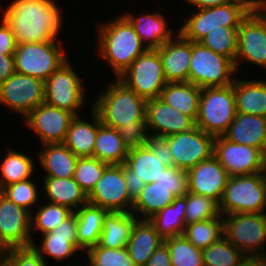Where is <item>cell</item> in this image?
Segmentation results:
<instances>
[{"mask_svg":"<svg viewBox=\"0 0 266 266\" xmlns=\"http://www.w3.org/2000/svg\"><path fill=\"white\" fill-rule=\"evenodd\" d=\"M158 186L169 187L176 197H181L189 192L188 176L186 171L174 166L167 167L155 181Z\"/></svg>","mask_w":266,"mask_h":266,"instance_id":"c3c4849f","label":"cell"},{"mask_svg":"<svg viewBox=\"0 0 266 266\" xmlns=\"http://www.w3.org/2000/svg\"><path fill=\"white\" fill-rule=\"evenodd\" d=\"M43 185L45 194L51 203L65 206L73 212L88 202L86 193L73 177H44Z\"/></svg>","mask_w":266,"mask_h":266,"instance_id":"d6a6232c","label":"cell"},{"mask_svg":"<svg viewBox=\"0 0 266 266\" xmlns=\"http://www.w3.org/2000/svg\"><path fill=\"white\" fill-rule=\"evenodd\" d=\"M33 180L27 179L5 186L0 192L17 206H20L31 213L30 207L35 205L38 200V190Z\"/></svg>","mask_w":266,"mask_h":266,"instance_id":"bcb514c9","label":"cell"},{"mask_svg":"<svg viewBox=\"0 0 266 266\" xmlns=\"http://www.w3.org/2000/svg\"><path fill=\"white\" fill-rule=\"evenodd\" d=\"M105 90L100 93L92 108L103 125L118 129L124 124L146 122L147 100L129 89L118 78Z\"/></svg>","mask_w":266,"mask_h":266,"instance_id":"3957f363","label":"cell"},{"mask_svg":"<svg viewBox=\"0 0 266 266\" xmlns=\"http://www.w3.org/2000/svg\"><path fill=\"white\" fill-rule=\"evenodd\" d=\"M176 196L169 187L158 186L156 182L145 184L140 196L133 203L131 212L138 213L141 219H150L160 210L173 203Z\"/></svg>","mask_w":266,"mask_h":266,"instance_id":"d590c367","label":"cell"},{"mask_svg":"<svg viewBox=\"0 0 266 266\" xmlns=\"http://www.w3.org/2000/svg\"><path fill=\"white\" fill-rule=\"evenodd\" d=\"M75 116L47 103L33 109L25 118L27 127L40 138L42 145L64 143L71 120Z\"/></svg>","mask_w":266,"mask_h":266,"instance_id":"ac0fdd59","label":"cell"},{"mask_svg":"<svg viewBox=\"0 0 266 266\" xmlns=\"http://www.w3.org/2000/svg\"><path fill=\"white\" fill-rule=\"evenodd\" d=\"M82 82L67 60L44 82V102L79 116L84 104Z\"/></svg>","mask_w":266,"mask_h":266,"instance_id":"8fae6325","label":"cell"},{"mask_svg":"<svg viewBox=\"0 0 266 266\" xmlns=\"http://www.w3.org/2000/svg\"><path fill=\"white\" fill-rule=\"evenodd\" d=\"M124 177L128 188L129 197L133 202H135L145 187V183L143 180H139L137 177H131V169L125 163Z\"/></svg>","mask_w":266,"mask_h":266,"instance_id":"f5cc1de1","label":"cell"},{"mask_svg":"<svg viewBox=\"0 0 266 266\" xmlns=\"http://www.w3.org/2000/svg\"><path fill=\"white\" fill-rule=\"evenodd\" d=\"M186 198L176 197L172 204L160 210L149 220L163 239L184 234Z\"/></svg>","mask_w":266,"mask_h":266,"instance_id":"e575fe53","label":"cell"},{"mask_svg":"<svg viewBox=\"0 0 266 266\" xmlns=\"http://www.w3.org/2000/svg\"><path fill=\"white\" fill-rule=\"evenodd\" d=\"M93 122L83 121L75 116L69 125L64 144L79 158L93 157L96 134L98 131V114L91 109Z\"/></svg>","mask_w":266,"mask_h":266,"instance_id":"4dcf8cb0","label":"cell"},{"mask_svg":"<svg viewBox=\"0 0 266 266\" xmlns=\"http://www.w3.org/2000/svg\"><path fill=\"white\" fill-rule=\"evenodd\" d=\"M266 188L260 172L228 178L219 203L221 215L235 213H265Z\"/></svg>","mask_w":266,"mask_h":266,"instance_id":"8992f818","label":"cell"},{"mask_svg":"<svg viewBox=\"0 0 266 266\" xmlns=\"http://www.w3.org/2000/svg\"><path fill=\"white\" fill-rule=\"evenodd\" d=\"M107 166L108 164L96 157H79L73 178L88 195L100 180Z\"/></svg>","mask_w":266,"mask_h":266,"instance_id":"ee69618b","label":"cell"},{"mask_svg":"<svg viewBox=\"0 0 266 266\" xmlns=\"http://www.w3.org/2000/svg\"><path fill=\"white\" fill-rule=\"evenodd\" d=\"M260 174L262 177L263 184L266 188V152L264 153V156H263V162H262Z\"/></svg>","mask_w":266,"mask_h":266,"instance_id":"680465c9","label":"cell"},{"mask_svg":"<svg viewBox=\"0 0 266 266\" xmlns=\"http://www.w3.org/2000/svg\"><path fill=\"white\" fill-rule=\"evenodd\" d=\"M188 4H192L197 9L210 8L215 6H221L229 3L232 0H184Z\"/></svg>","mask_w":266,"mask_h":266,"instance_id":"9f6ffc18","label":"cell"},{"mask_svg":"<svg viewBox=\"0 0 266 266\" xmlns=\"http://www.w3.org/2000/svg\"><path fill=\"white\" fill-rule=\"evenodd\" d=\"M1 266H48L33 246L9 248L0 253Z\"/></svg>","mask_w":266,"mask_h":266,"instance_id":"7dc6e473","label":"cell"},{"mask_svg":"<svg viewBox=\"0 0 266 266\" xmlns=\"http://www.w3.org/2000/svg\"><path fill=\"white\" fill-rule=\"evenodd\" d=\"M201 90L190 82H167L159 98L196 121Z\"/></svg>","mask_w":266,"mask_h":266,"instance_id":"f546056e","label":"cell"},{"mask_svg":"<svg viewBox=\"0 0 266 266\" xmlns=\"http://www.w3.org/2000/svg\"><path fill=\"white\" fill-rule=\"evenodd\" d=\"M44 103V82L40 79L15 72L0 84V104L24 118Z\"/></svg>","mask_w":266,"mask_h":266,"instance_id":"9a60e30c","label":"cell"},{"mask_svg":"<svg viewBox=\"0 0 266 266\" xmlns=\"http://www.w3.org/2000/svg\"><path fill=\"white\" fill-rule=\"evenodd\" d=\"M223 136L234 143L255 147L265 153L266 117L237 113Z\"/></svg>","mask_w":266,"mask_h":266,"instance_id":"603a6c76","label":"cell"},{"mask_svg":"<svg viewBox=\"0 0 266 266\" xmlns=\"http://www.w3.org/2000/svg\"><path fill=\"white\" fill-rule=\"evenodd\" d=\"M118 79L145 100L159 98L167 81L158 50L147 49Z\"/></svg>","mask_w":266,"mask_h":266,"instance_id":"30bf717a","label":"cell"},{"mask_svg":"<svg viewBox=\"0 0 266 266\" xmlns=\"http://www.w3.org/2000/svg\"><path fill=\"white\" fill-rule=\"evenodd\" d=\"M38 154L41 167L46 172L45 177H73L78 157L64 144H45Z\"/></svg>","mask_w":266,"mask_h":266,"instance_id":"f1b7e54d","label":"cell"},{"mask_svg":"<svg viewBox=\"0 0 266 266\" xmlns=\"http://www.w3.org/2000/svg\"><path fill=\"white\" fill-rule=\"evenodd\" d=\"M248 4L252 9H260L262 0H241Z\"/></svg>","mask_w":266,"mask_h":266,"instance_id":"91938a15","label":"cell"},{"mask_svg":"<svg viewBox=\"0 0 266 266\" xmlns=\"http://www.w3.org/2000/svg\"><path fill=\"white\" fill-rule=\"evenodd\" d=\"M87 255L89 263L86 266H136L126 247L114 249L97 244L87 250Z\"/></svg>","mask_w":266,"mask_h":266,"instance_id":"f6af8a7d","label":"cell"},{"mask_svg":"<svg viewBox=\"0 0 266 266\" xmlns=\"http://www.w3.org/2000/svg\"><path fill=\"white\" fill-rule=\"evenodd\" d=\"M183 235L198 249L209 247L223 237L221 214L216 218L187 224Z\"/></svg>","mask_w":266,"mask_h":266,"instance_id":"74e56055","label":"cell"},{"mask_svg":"<svg viewBox=\"0 0 266 266\" xmlns=\"http://www.w3.org/2000/svg\"><path fill=\"white\" fill-rule=\"evenodd\" d=\"M174 38L158 48L167 82H188L192 41L186 40L177 31Z\"/></svg>","mask_w":266,"mask_h":266,"instance_id":"7402d4cb","label":"cell"},{"mask_svg":"<svg viewBox=\"0 0 266 266\" xmlns=\"http://www.w3.org/2000/svg\"><path fill=\"white\" fill-rule=\"evenodd\" d=\"M3 11L17 44L58 41L62 14L54 0H13Z\"/></svg>","mask_w":266,"mask_h":266,"instance_id":"6da1fadb","label":"cell"},{"mask_svg":"<svg viewBox=\"0 0 266 266\" xmlns=\"http://www.w3.org/2000/svg\"><path fill=\"white\" fill-rule=\"evenodd\" d=\"M146 124L147 130L151 128L155 132L149 136L160 138L189 131L196 126L190 116L167 105L160 98L147 100Z\"/></svg>","mask_w":266,"mask_h":266,"instance_id":"d6986e66","label":"cell"},{"mask_svg":"<svg viewBox=\"0 0 266 266\" xmlns=\"http://www.w3.org/2000/svg\"><path fill=\"white\" fill-rule=\"evenodd\" d=\"M128 152L129 149L123 144L118 130L103 125L98 115L93 157L108 165H121L125 163Z\"/></svg>","mask_w":266,"mask_h":266,"instance_id":"1f68e13d","label":"cell"},{"mask_svg":"<svg viewBox=\"0 0 266 266\" xmlns=\"http://www.w3.org/2000/svg\"><path fill=\"white\" fill-rule=\"evenodd\" d=\"M204 266H239L246 255L224 236L202 250Z\"/></svg>","mask_w":266,"mask_h":266,"instance_id":"f35d334b","label":"cell"},{"mask_svg":"<svg viewBox=\"0 0 266 266\" xmlns=\"http://www.w3.org/2000/svg\"><path fill=\"white\" fill-rule=\"evenodd\" d=\"M108 212L88 202L75 211L78 249L87 251L98 244L103 230L104 217Z\"/></svg>","mask_w":266,"mask_h":266,"instance_id":"484cf974","label":"cell"},{"mask_svg":"<svg viewBox=\"0 0 266 266\" xmlns=\"http://www.w3.org/2000/svg\"><path fill=\"white\" fill-rule=\"evenodd\" d=\"M136 215L132 212L109 211L104 217L98 245L114 249L127 247L134 223L139 219Z\"/></svg>","mask_w":266,"mask_h":266,"instance_id":"83f0119b","label":"cell"},{"mask_svg":"<svg viewBox=\"0 0 266 266\" xmlns=\"http://www.w3.org/2000/svg\"><path fill=\"white\" fill-rule=\"evenodd\" d=\"M234 62L215 53L200 42H192L188 82L200 88L225 87L233 84L236 75Z\"/></svg>","mask_w":266,"mask_h":266,"instance_id":"52a82bcc","label":"cell"},{"mask_svg":"<svg viewBox=\"0 0 266 266\" xmlns=\"http://www.w3.org/2000/svg\"><path fill=\"white\" fill-rule=\"evenodd\" d=\"M238 28L239 27H223V29L212 30L199 42L215 53L222 54L235 62Z\"/></svg>","mask_w":266,"mask_h":266,"instance_id":"60d3db41","label":"cell"},{"mask_svg":"<svg viewBox=\"0 0 266 266\" xmlns=\"http://www.w3.org/2000/svg\"><path fill=\"white\" fill-rule=\"evenodd\" d=\"M172 266H204L202 250L196 248L183 234L164 239Z\"/></svg>","mask_w":266,"mask_h":266,"instance_id":"ab89813d","label":"cell"},{"mask_svg":"<svg viewBox=\"0 0 266 266\" xmlns=\"http://www.w3.org/2000/svg\"><path fill=\"white\" fill-rule=\"evenodd\" d=\"M15 73L13 55H3L0 53V84Z\"/></svg>","mask_w":266,"mask_h":266,"instance_id":"11a10c76","label":"cell"},{"mask_svg":"<svg viewBox=\"0 0 266 266\" xmlns=\"http://www.w3.org/2000/svg\"><path fill=\"white\" fill-rule=\"evenodd\" d=\"M42 238L43 242L39 247L35 245V242L32 246L44 261L46 254L55 258L57 261L73 257L72 255L79 250L77 242V217L75 212L60 223L53 231L42 235Z\"/></svg>","mask_w":266,"mask_h":266,"instance_id":"44dd1931","label":"cell"},{"mask_svg":"<svg viewBox=\"0 0 266 266\" xmlns=\"http://www.w3.org/2000/svg\"><path fill=\"white\" fill-rule=\"evenodd\" d=\"M236 112L266 117V80H238L233 82Z\"/></svg>","mask_w":266,"mask_h":266,"instance_id":"d4e9b609","label":"cell"},{"mask_svg":"<svg viewBox=\"0 0 266 266\" xmlns=\"http://www.w3.org/2000/svg\"><path fill=\"white\" fill-rule=\"evenodd\" d=\"M87 201L108 211L131 212L134 202L129 197L124 164L108 165L100 180L87 195Z\"/></svg>","mask_w":266,"mask_h":266,"instance_id":"5bb4252c","label":"cell"},{"mask_svg":"<svg viewBox=\"0 0 266 266\" xmlns=\"http://www.w3.org/2000/svg\"><path fill=\"white\" fill-rule=\"evenodd\" d=\"M229 176L260 172L264 153L255 147L234 143L224 136L215 137L214 153Z\"/></svg>","mask_w":266,"mask_h":266,"instance_id":"e0dca14e","label":"cell"},{"mask_svg":"<svg viewBox=\"0 0 266 266\" xmlns=\"http://www.w3.org/2000/svg\"><path fill=\"white\" fill-rule=\"evenodd\" d=\"M145 266H172L169 249L165 243L154 251Z\"/></svg>","mask_w":266,"mask_h":266,"instance_id":"db71d44e","label":"cell"},{"mask_svg":"<svg viewBox=\"0 0 266 266\" xmlns=\"http://www.w3.org/2000/svg\"><path fill=\"white\" fill-rule=\"evenodd\" d=\"M72 213L69 208L55 203L41 205L35 215L31 216L32 231L35 228L34 231L39 230L43 235L51 232Z\"/></svg>","mask_w":266,"mask_h":266,"instance_id":"7bdbcfd3","label":"cell"},{"mask_svg":"<svg viewBox=\"0 0 266 266\" xmlns=\"http://www.w3.org/2000/svg\"><path fill=\"white\" fill-rule=\"evenodd\" d=\"M223 236L246 256L266 257V213L226 214Z\"/></svg>","mask_w":266,"mask_h":266,"instance_id":"9c48e42d","label":"cell"},{"mask_svg":"<svg viewBox=\"0 0 266 266\" xmlns=\"http://www.w3.org/2000/svg\"><path fill=\"white\" fill-rule=\"evenodd\" d=\"M239 266H266V257L246 256Z\"/></svg>","mask_w":266,"mask_h":266,"instance_id":"6f0895ef","label":"cell"},{"mask_svg":"<svg viewBox=\"0 0 266 266\" xmlns=\"http://www.w3.org/2000/svg\"><path fill=\"white\" fill-rule=\"evenodd\" d=\"M123 15L133 25L136 33L148 49H158L164 43L173 39V31L170 28L168 29L165 18L158 12L154 14H142L140 17L133 16L131 13H125Z\"/></svg>","mask_w":266,"mask_h":266,"instance_id":"4316f807","label":"cell"},{"mask_svg":"<svg viewBox=\"0 0 266 266\" xmlns=\"http://www.w3.org/2000/svg\"><path fill=\"white\" fill-rule=\"evenodd\" d=\"M169 145L174 167L188 171L214 153L215 137L195 126L164 138Z\"/></svg>","mask_w":266,"mask_h":266,"instance_id":"7c38bea8","label":"cell"},{"mask_svg":"<svg viewBox=\"0 0 266 266\" xmlns=\"http://www.w3.org/2000/svg\"><path fill=\"white\" fill-rule=\"evenodd\" d=\"M32 213L0 192V253L9 248L32 246Z\"/></svg>","mask_w":266,"mask_h":266,"instance_id":"2e32d148","label":"cell"},{"mask_svg":"<svg viewBox=\"0 0 266 266\" xmlns=\"http://www.w3.org/2000/svg\"><path fill=\"white\" fill-rule=\"evenodd\" d=\"M260 9L266 14V0H262Z\"/></svg>","mask_w":266,"mask_h":266,"instance_id":"94428289","label":"cell"},{"mask_svg":"<svg viewBox=\"0 0 266 266\" xmlns=\"http://www.w3.org/2000/svg\"><path fill=\"white\" fill-rule=\"evenodd\" d=\"M233 84L202 88L195 124L211 136H223L236 116Z\"/></svg>","mask_w":266,"mask_h":266,"instance_id":"277c9868","label":"cell"},{"mask_svg":"<svg viewBox=\"0 0 266 266\" xmlns=\"http://www.w3.org/2000/svg\"><path fill=\"white\" fill-rule=\"evenodd\" d=\"M164 243L149 219H137L127 244L130 259L136 266H145L154 251Z\"/></svg>","mask_w":266,"mask_h":266,"instance_id":"cb8c5ba5","label":"cell"},{"mask_svg":"<svg viewBox=\"0 0 266 266\" xmlns=\"http://www.w3.org/2000/svg\"><path fill=\"white\" fill-rule=\"evenodd\" d=\"M117 130L123 144L129 150L145 145L149 137L146 122H132V125L124 124Z\"/></svg>","mask_w":266,"mask_h":266,"instance_id":"681fc988","label":"cell"},{"mask_svg":"<svg viewBox=\"0 0 266 266\" xmlns=\"http://www.w3.org/2000/svg\"><path fill=\"white\" fill-rule=\"evenodd\" d=\"M98 27V55L109 63L118 78L148 48L124 15Z\"/></svg>","mask_w":266,"mask_h":266,"instance_id":"7a4b0ae2","label":"cell"},{"mask_svg":"<svg viewBox=\"0 0 266 266\" xmlns=\"http://www.w3.org/2000/svg\"><path fill=\"white\" fill-rule=\"evenodd\" d=\"M145 145L156 157H159L162 160V163L165 166H174V161L168 142L164 138L149 136Z\"/></svg>","mask_w":266,"mask_h":266,"instance_id":"f907efd6","label":"cell"},{"mask_svg":"<svg viewBox=\"0 0 266 266\" xmlns=\"http://www.w3.org/2000/svg\"><path fill=\"white\" fill-rule=\"evenodd\" d=\"M252 8L241 0H232L221 6L197 9L182 24L179 33L192 42H199L210 31L223 27H240Z\"/></svg>","mask_w":266,"mask_h":266,"instance_id":"5b68a950","label":"cell"},{"mask_svg":"<svg viewBox=\"0 0 266 266\" xmlns=\"http://www.w3.org/2000/svg\"><path fill=\"white\" fill-rule=\"evenodd\" d=\"M16 45V40L9 25L2 18L0 22V53L3 55H13Z\"/></svg>","mask_w":266,"mask_h":266,"instance_id":"816d5d0a","label":"cell"},{"mask_svg":"<svg viewBox=\"0 0 266 266\" xmlns=\"http://www.w3.org/2000/svg\"><path fill=\"white\" fill-rule=\"evenodd\" d=\"M186 173L189 192L212 198L218 204L220 203L230 176L214 155Z\"/></svg>","mask_w":266,"mask_h":266,"instance_id":"ffe728a7","label":"cell"},{"mask_svg":"<svg viewBox=\"0 0 266 266\" xmlns=\"http://www.w3.org/2000/svg\"><path fill=\"white\" fill-rule=\"evenodd\" d=\"M56 43V41H48L17 44L13 54L15 72L45 82L52 73L69 60L65 50L60 48L61 42Z\"/></svg>","mask_w":266,"mask_h":266,"instance_id":"ba28073f","label":"cell"},{"mask_svg":"<svg viewBox=\"0 0 266 266\" xmlns=\"http://www.w3.org/2000/svg\"><path fill=\"white\" fill-rule=\"evenodd\" d=\"M243 59L266 68V14L261 9H252L238 28L236 71Z\"/></svg>","mask_w":266,"mask_h":266,"instance_id":"4fadbf2b","label":"cell"},{"mask_svg":"<svg viewBox=\"0 0 266 266\" xmlns=\"http://www.w3.org/2000/svg\"><path fill=\"white\" fill-rule=\"evenodd\" d=\"M125 164L131 169V177H137L145 184L155 182L167 168L146 145L130 149Z\"/></svg>","mask_w":266,"mask_h":266,"instance_id":"836d02e7","label":"cell"},{"mask_svg":"<svg viewBox=\"0 0 266 266\" xmlns=\"http://www.w3.org/2000/svg\"><path fill=\"white\" fill-rule=\"evenodd\" d=\"M185 224L216 218L220 215L219 204L212 198L187 192Z\"/></svg>","mask_w":266,"mask_h":266,"instance_id":"b9f144b4","label":"cell"},{"mask_svg":"<svg viewBox=\"0 0 266 266\" xmlns=\"http://www.w3.org/2000/svg\"><path fill=\"white\" fill-rule=\"evenodd\" d=\"M5 159L0 163V173L2 179L0 180V191L10 184L24 181L32 178L33 176V160L32 158L22 154L9 150Z\"/></svg>","mask_w":266,"mask_h":266,"instance_id":"8d00e7d4","label":"cell"}]
</instances>
